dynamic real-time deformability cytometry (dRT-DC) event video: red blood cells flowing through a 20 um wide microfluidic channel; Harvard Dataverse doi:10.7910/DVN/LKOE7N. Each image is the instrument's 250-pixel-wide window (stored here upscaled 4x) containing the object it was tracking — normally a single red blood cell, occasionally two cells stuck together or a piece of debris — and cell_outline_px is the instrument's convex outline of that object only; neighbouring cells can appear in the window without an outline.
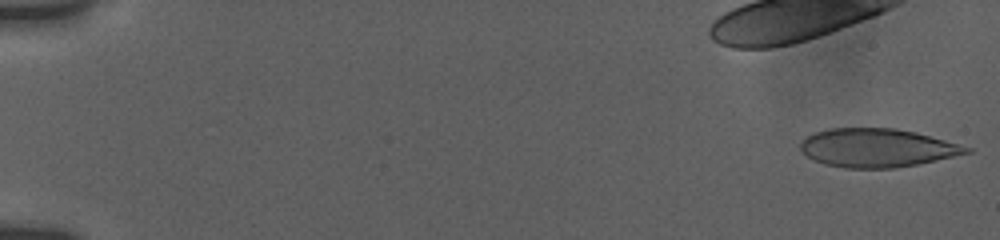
{"species": "human", "species_latin": "Homo sapiens", "temperature_condition": "room temperature", "stored_images_in_passage": 8, "camera_frame_rate_fps": 3000, "um_per_image_px": 0.085, "donor": {"sex": "female"}, "frame": {"image": 1, "passage_image": 1, "time_ms": 0.0, "image_size_px": [1000, 240], "cell_outline_px": [[972, 152], [916, 164], [892, 168], [844, 168], [824, 164], [808, 156], [800, 148], [800, 144], [808, 136], [816, 132], [828, 128], [896, 128], [916, 132], [972, 148]], "centroid_in_image_um": [74.55, 12.56], "position_along_channel_um": 10.5, "area_um2": 36.82}}